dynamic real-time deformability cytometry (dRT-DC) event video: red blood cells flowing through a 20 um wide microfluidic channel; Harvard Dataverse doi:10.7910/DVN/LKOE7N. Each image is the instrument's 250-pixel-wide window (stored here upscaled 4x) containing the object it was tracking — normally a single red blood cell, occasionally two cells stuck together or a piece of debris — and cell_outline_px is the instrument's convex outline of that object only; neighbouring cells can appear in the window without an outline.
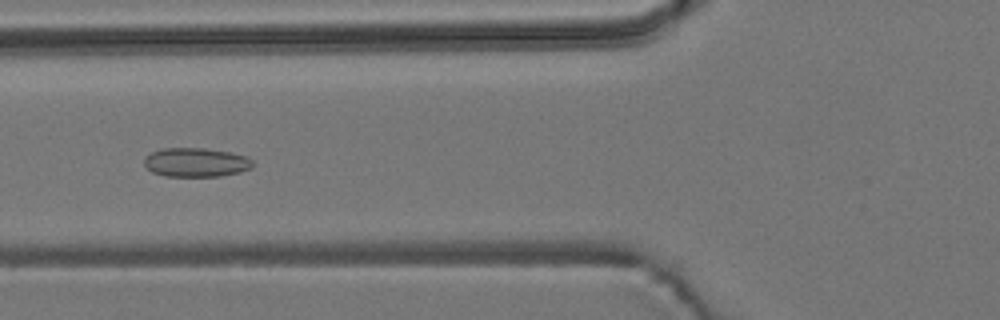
{"species": "common noctule bat (a hibernating species)", "species_latin": "Nyctalus noctula", "temperature_condition": "room temperature", "stored_images_in_passage": 7, "camera_frame_rate_fps": 3000, "um_per_image_px": 0.085, "animal": {"sex": "male", "body_mass_g": 19.2, "forearm_length_mm": 51.8}, "frame": {"image": 1, "passage_image": 3, "time_ms": 0.667, "image_size_px": [1000, 320], "cell_outline_px": [[252, 168], [240, 172], [220, 176], [164, 176], [152, 172], [144, 164], [144, 156], [160, 148], [204, 148], [228, 152], [248, 156], [252, 160]], "centroid_in_image_um": [16.64, 13.8], "position_along_channel_um": 109.2, "area_um2": 18.44}}
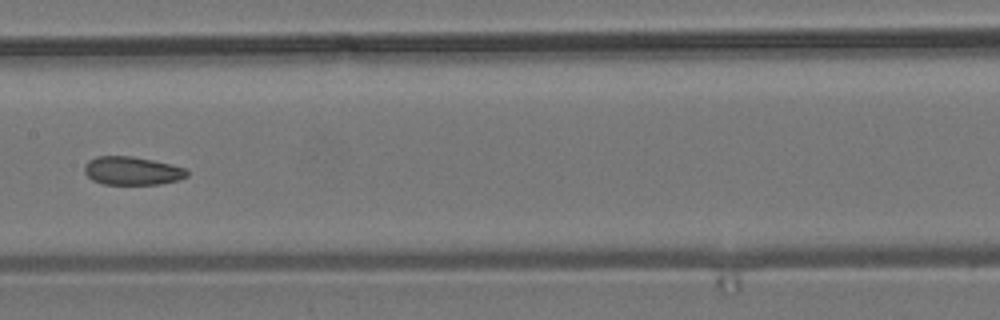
{"frame": {"image": 2, "passage_image": 5, "time_ms": 1.333, "image_size_px": [1000, 320], "cell_outline_px": [[188, 176], [180, 180], [160, 184], [104, 184], [92, 180], [84, 172], [84, 164], [88, 160], [96, 156], [132, 156], [172, 164], [188, 168]], "centroid_in_image_um": [11.25, 14.51], "position_along_channel_um": 196.1, "area_um2": 17.17}}
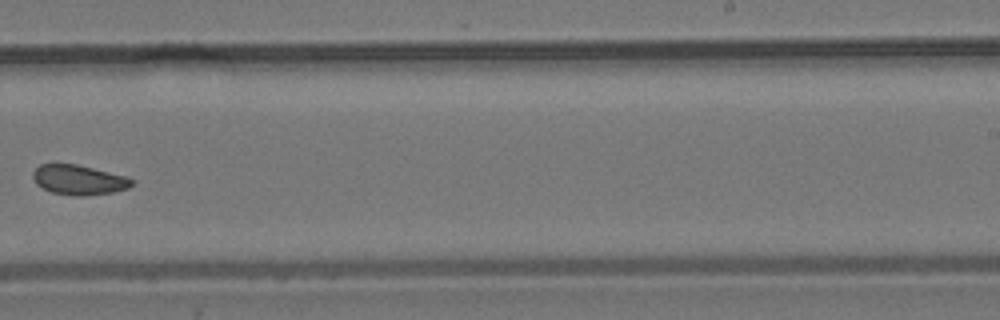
{"frame": {"image": 3, "passage_image": 7, "time_ms": 2.0, "image_size_px": [1000, 320], "cell_outline_px": [[136, 180], [128, 188], [112, 192], [84, 196], [72, 196], [52, 192], [36, 184], [32, 176], [32, 172], [40, 164], [76, 164], [124, 176]], "centroid_in_image_um": [6.68, 15.29], "position_along_channel_um": 282.3, "area_um2": 17.05}}